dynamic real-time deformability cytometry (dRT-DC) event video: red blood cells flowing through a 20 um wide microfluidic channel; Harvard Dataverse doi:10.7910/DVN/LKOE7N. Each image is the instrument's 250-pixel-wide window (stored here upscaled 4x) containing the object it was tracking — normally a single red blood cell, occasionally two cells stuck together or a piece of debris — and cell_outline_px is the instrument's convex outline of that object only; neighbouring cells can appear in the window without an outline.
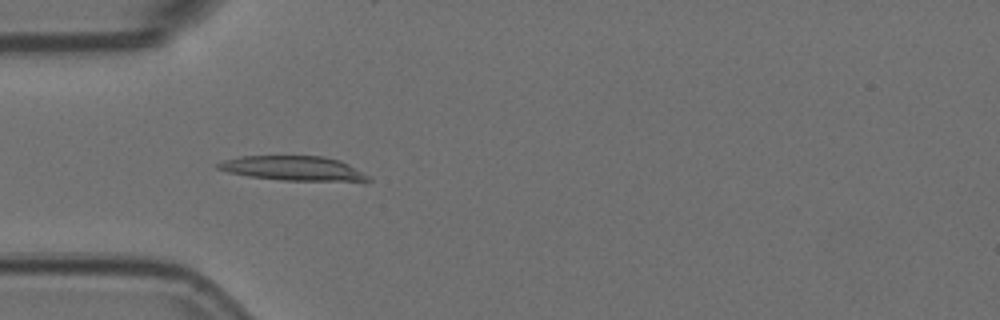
{"species": "Egyptian fruit bat (a non-hibernating species)", "species_latin": "Rousettus aegyptiacus", "temperature_condition": "room temperature", "stored_images_in_passage": 56, "camera_frame_rate_fps": 3000, "um_per_image_px": 0.085, "animal": {"sex": "female"}, "frame": {"image": 1, "passage_image": 16, "time_ms": 5.0, "image_size_px": [1000, 320], "cell_outline_px": [[372, 180], [364, 184], [280, 180], [248, 176], [228, 172], [216, 168], [216, 164], [224, 160], [240, 156], [324, 156], [340, 160], [372, 176]], "centroid_in_image_um": [25.13, 14.36], "position_along_channel_um": 59.9, "area_um2": 22.6}}
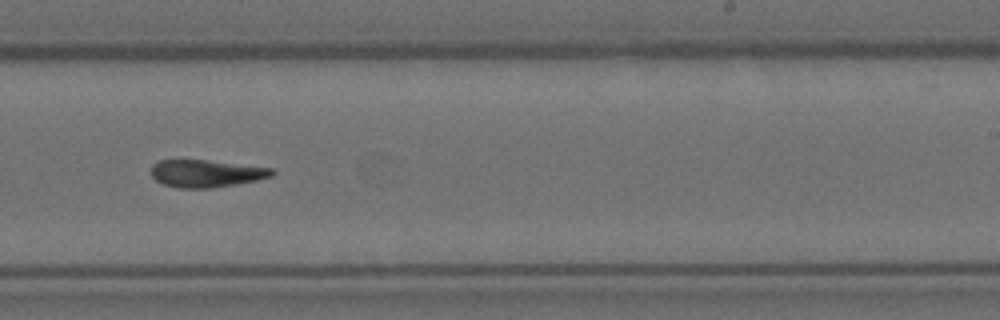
{"frame": {"image": 2, "passage_image": 34, "time_ms": 11.0, "image_size_px": [1000, 320], "cell_outline_px": [[276, 172], [272, 176], [256, 180], [236, 184], [212, 188], [180, 188], [164, 184], [156, 180], [152, 176], [152, 164], [160, 160], [208, 160], [272, 168]], "centroid_in_image_um": [17.53, 14.74], "position_along_channel_um": 271.5, "area_um2": 19.19}}
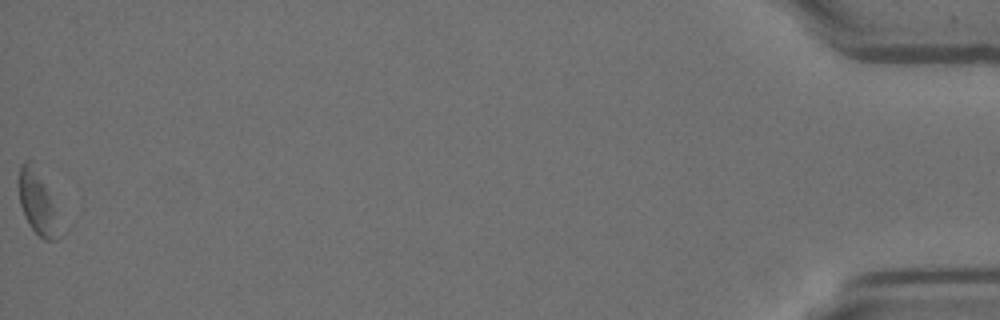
{"frame": {"image": 3, "passage_image": 56, "time_ms": 18.333, "image_size_px": [1000, 320], "cell_outline_px": [[64, 236], [56, 240], [44, 240], [28, 224], [20, 204], [20, 164], [24, 160], [28, 160], [44, 188], [48, 196]], "centroid_in_image_um": [3.2, 17.42], "position_along_channel_um": 432.0, "area_um2": 13.81}, "authors_computed_cell_mechanics": {"area_um2": 19.7676, "velocity_mm_per_s": 3.5679, "shape_relaxation_time_tau1_ms": 6.394, "shape_relaxation_time_tau2_ms": null, "deformation_change_tau1": 0.1979, "deformation_change_tau2": null}}